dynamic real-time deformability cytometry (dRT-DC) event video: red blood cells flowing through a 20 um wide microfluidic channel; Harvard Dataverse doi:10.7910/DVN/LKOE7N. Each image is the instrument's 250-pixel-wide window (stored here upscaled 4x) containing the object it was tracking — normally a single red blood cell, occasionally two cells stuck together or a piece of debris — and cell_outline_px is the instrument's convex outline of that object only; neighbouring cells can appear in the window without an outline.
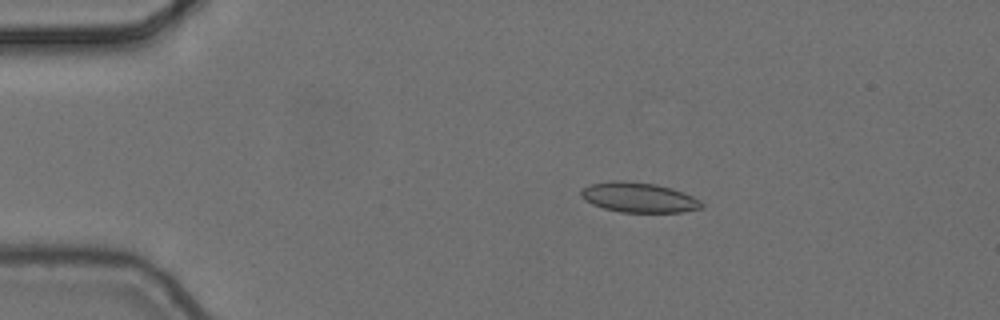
{"species": "common noctule bat (a hibernating species)", "species_latin": "Nyctalus noctula", "temperature_condition": "cold", "stored_images_in_passage": 8, "camera_frame_rate_fps": 3000, "um_per_image_px": 0.085, "animal": {"sex": "female", "body_mass_g": 24.6, "forearm_length_mm": 56.2}, "frame": {"image": 1, "passage_image": 4, "time_ms": 1.0, "image_size_px": [1000, 320], "cell_outline_px": [[704, 208], [680, 212], [620, 212], [604, 208], [592, 204], [584, 200], [580, 196], [580, 192], [584, 188], [592, 184], [612, 180], [624, 180], [656, 184], [672, 188], [692, 196], [700, 200], [704, 204]], "centroid_in_image_um": [54.3, 16.78], "position_along_channel_um": 30.7, "area_um2": 21.1}}
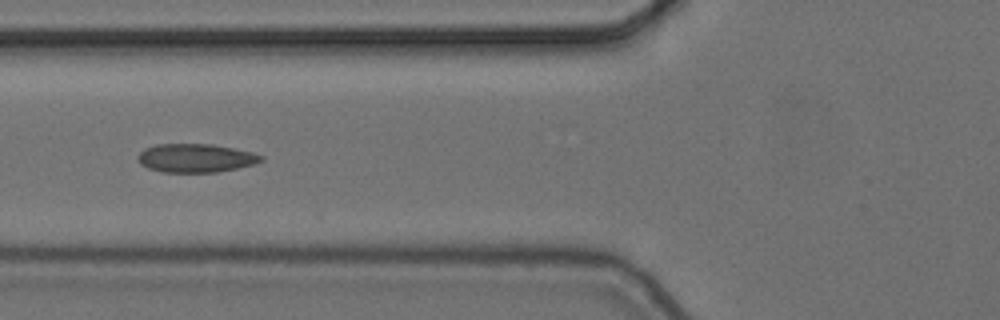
{"frame": {"image": 2, "passage_image": 7, "time_ms": 2.0, "image_size_px": [1000, 320], "cell_outline_px": [[264, 160], [256, 164], [216, 172], [160, 172], [148, 168], [140, 164], [136, 156], [144, 148], [156, 144], [212, 144], [252, 152], [264, 156]], "centroid_in_image_um": [16.62, 13.43], "position_along_channel_um": 109.2, "area_um2": 20.63}}
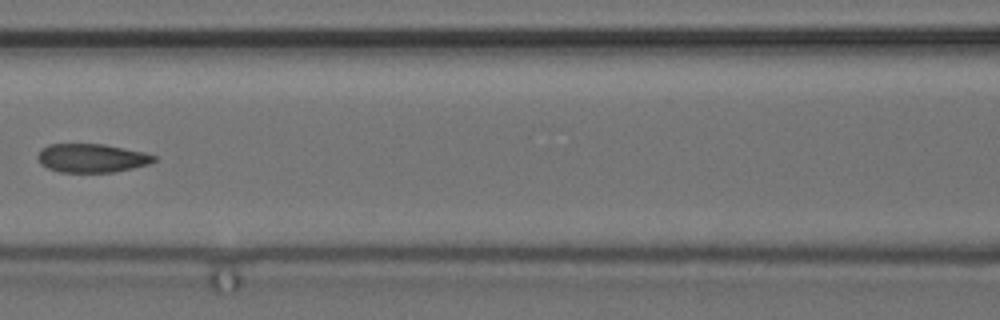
{"frame": {"image": 3, "passage_image": 8, "time_ms": 2.333, "image_size_px": [1000, 320], "cell_outline_px": [[156, 160], [148, 164], [132, 168], [112, 172], [60, 172], [48, 168], [40, 164], [36, 156], [40, 148], [48, 144], [104, 144], [144, 152], [156, 156]], "centroid_in_image_um": [7.75, 13.43], "position_along_channel_um": 158.8, "area_um2": 19.48}}